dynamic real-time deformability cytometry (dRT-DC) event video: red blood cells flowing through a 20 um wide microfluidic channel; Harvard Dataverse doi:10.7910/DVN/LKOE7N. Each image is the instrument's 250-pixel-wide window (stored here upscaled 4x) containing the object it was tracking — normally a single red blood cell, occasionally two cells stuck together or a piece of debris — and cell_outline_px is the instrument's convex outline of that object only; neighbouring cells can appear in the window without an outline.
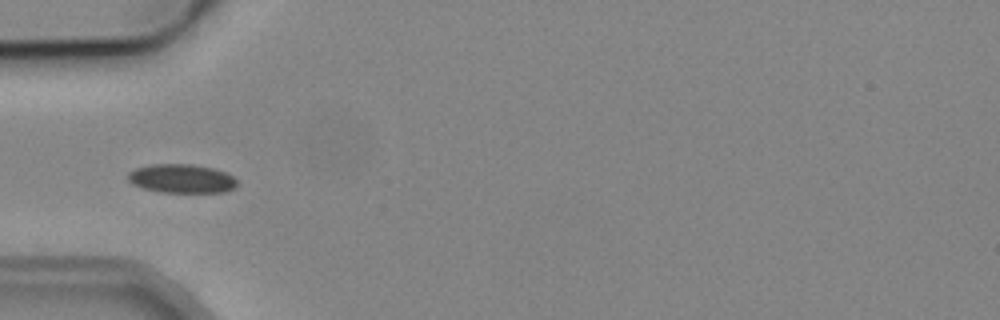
{"species": "common noctule bat (a hibernating species)", "species_latin": "Nyctalus noctula", "temperature_condition": "cold", "stored_images_in_passage": 6, "camera_frame_rate_fps": 3000, "um_per_image_px": 0.085, "animal": {"sex": "male", "body_mass_g": 19.2, "forearm_length_mm": 51.8}, "frame": {"image": 1, "passage_image": 4, "time_ms": 3.667, "image_size_px": [1000, 320], "cell_outline_px": [[236, 184], [232, 188], [224, 192], [156, 192], [132, 184], [128, 180], [128, 172], [136, 168], [152, 164], [192, 164], [212, 168], [228, 172], [236, 180]], "centroid_in_image_um": [15.41, 15.17], "position_along_channel_um": 69.6, "area_um2": 18.32}}
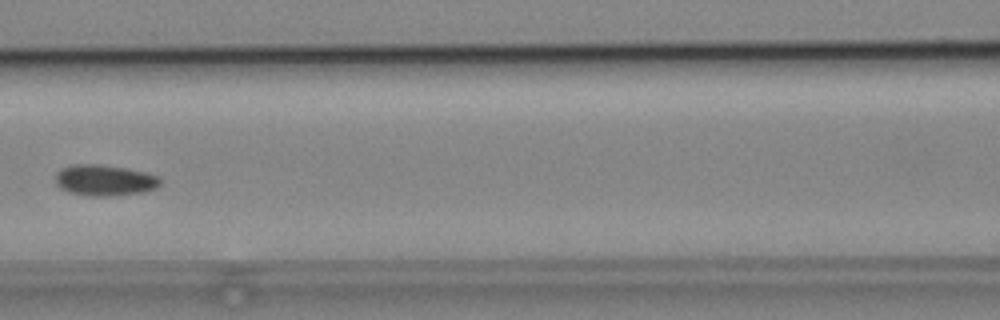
{"frame": {"image": 2, "passage_image": 6, "time_ms": 6.0, "image_size_px": [1000, 320], "cell_outline_px": [[160, 184], [156, 188], [144, 192], [112, 196], [84, 196], [68, 192], [60, 188], [56, 184], [56, 172], [60, 168], [72, 164], [100, 164], [124, 168], [144, 172], [156, 176], [160, 180]], "centroid_in_image_um": [8.83, 15.33], "position_along_channel_um": 157.8, "area_um2": 19.07}}